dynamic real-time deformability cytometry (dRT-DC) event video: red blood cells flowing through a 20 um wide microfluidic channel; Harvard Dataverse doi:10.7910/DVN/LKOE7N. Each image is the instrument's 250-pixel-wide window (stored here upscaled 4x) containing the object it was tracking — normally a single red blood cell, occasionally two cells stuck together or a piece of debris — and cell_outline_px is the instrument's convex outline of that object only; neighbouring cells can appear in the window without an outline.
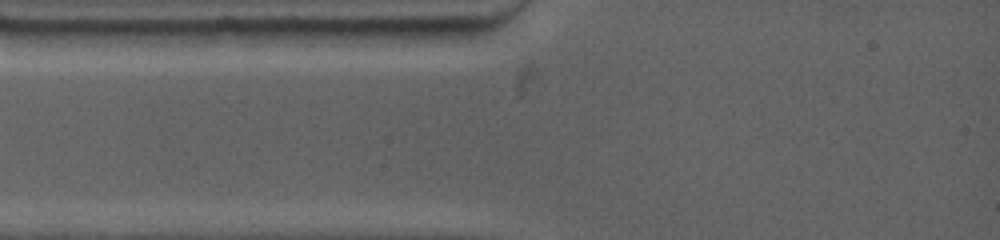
{"species": "common noctule bat (a hibernating species)", "species_latin": "Nyctalus noctula", "temperature_condition": "warm", "stored_images_in_passage": 3, "camera_frame_rate_fps": 4500, "um_per_image_px": 0.085, "animal": {"sex": "female", "body_mass_g": 19.0, "forearm_length_mm": 53.3}, "frame": {"image": 1, "passage_image": 1, "time_ms": 0.0, "image_size_px": [1000, 240], "cell_outline_px": [[472, 28], [464, 36], [440, 44], [356, 44], [348, 32], [348, 28]], "centroid_in_image_um": [34.5, 3.02], "position_along_channel_um": 50.5, "area_um2": 12.6}}